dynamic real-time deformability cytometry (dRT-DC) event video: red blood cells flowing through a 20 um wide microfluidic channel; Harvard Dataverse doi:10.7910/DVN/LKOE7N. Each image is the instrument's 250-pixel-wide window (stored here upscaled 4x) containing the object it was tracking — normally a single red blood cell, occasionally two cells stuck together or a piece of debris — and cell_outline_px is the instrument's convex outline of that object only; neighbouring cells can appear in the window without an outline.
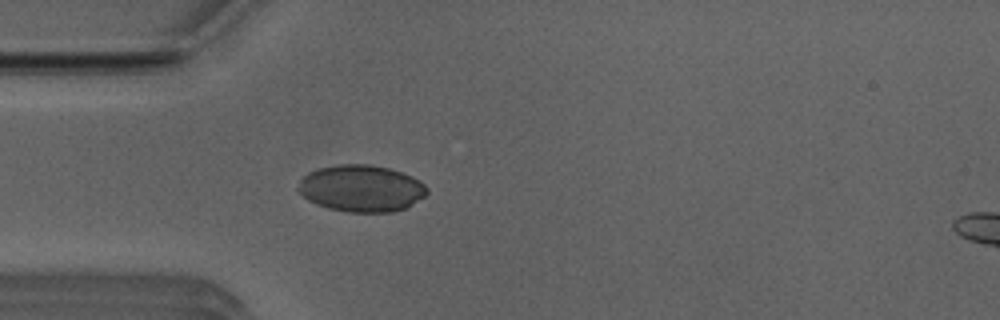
{"species": "Egyptian fruit bat (a non-hibernating species)", "species_latin": "Rousettus aegyptiacus", "temperature_condition": "room temperature", "stored_images_in_passage": 41, "camera_frame_rate_fps": 3000, "um_per_image_px": 0.085, "animal": {"sex": "male"}, "frame": {"image": 1, "passage_image": 4, "time_ms": 1.0, "image_size_px": [1000, 320], "cell_outline_px": [[428, 192], [424, 196], [408, 208], [392, 212], [348, 212], [328, 208], [316, 204], [308, 200], [296, 188], [300, 180], [308, 172], [320, 168], [340, 164], [372, 164], [388, 168], [412, 176], [420, 180], [428, 188]], "centroid_in_image_um": [30.73, 16.01], "position_along_channel_um": 54.3, "area_um2": 35.26}}
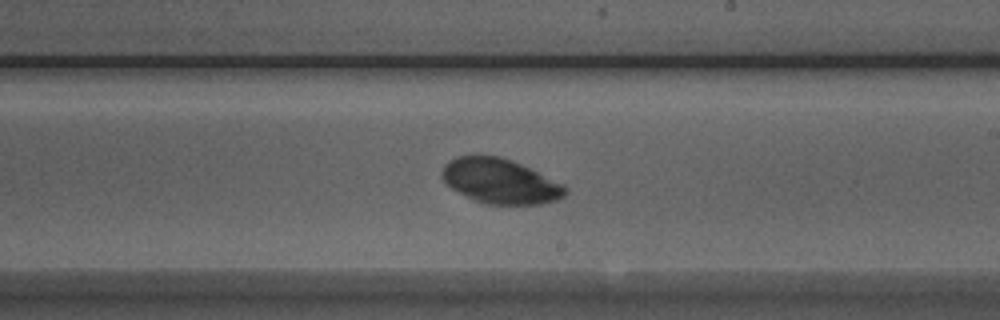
{"frame": {"image": 2, "passage_image": 19, "time_ms": 6.0, "image_size_px": [1000, 320], "cell_outline_px": [[568, 192], [564, 196], [556, 200], [540, 204], [484, 204], [452, 188], [444, 180], [440, 172], [444, 164], [448, 160], [456, 156], [500, 156], [520, 164], [564, 184]], "centroid_in_image_um": [42.51, 15.4], "position_along_channel_um": 246.5, "area_um2": 31.85}}
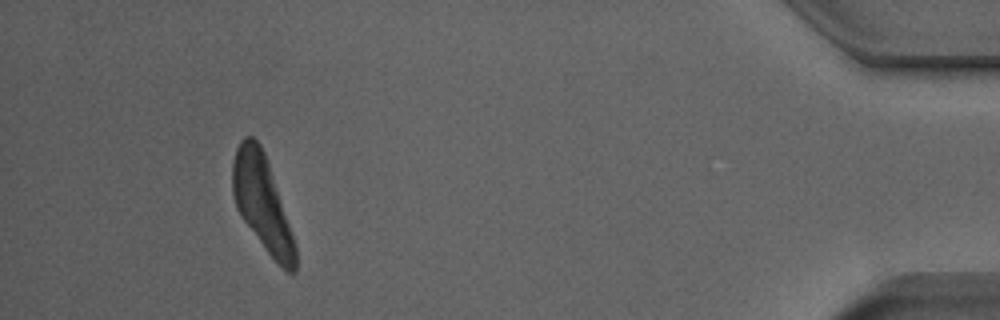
{"frame": {"image": 3, "passage_image": 37, "time_ms": 12.0, "image_size_px": [1000, 320], "cell_outline_px": [[296, 272], [288, 272], [268, 252], [240, 216], [236, 208], [232, 192], [232, 164], [236, 148], [240, 140], [244, 136], [252, 136], [260, 144], [264, 152], [296, 248]], "centroid_in_image_um": [22.23, 17.2], "position_along_channel_um": 413.0, "area_um2": 33.7}}